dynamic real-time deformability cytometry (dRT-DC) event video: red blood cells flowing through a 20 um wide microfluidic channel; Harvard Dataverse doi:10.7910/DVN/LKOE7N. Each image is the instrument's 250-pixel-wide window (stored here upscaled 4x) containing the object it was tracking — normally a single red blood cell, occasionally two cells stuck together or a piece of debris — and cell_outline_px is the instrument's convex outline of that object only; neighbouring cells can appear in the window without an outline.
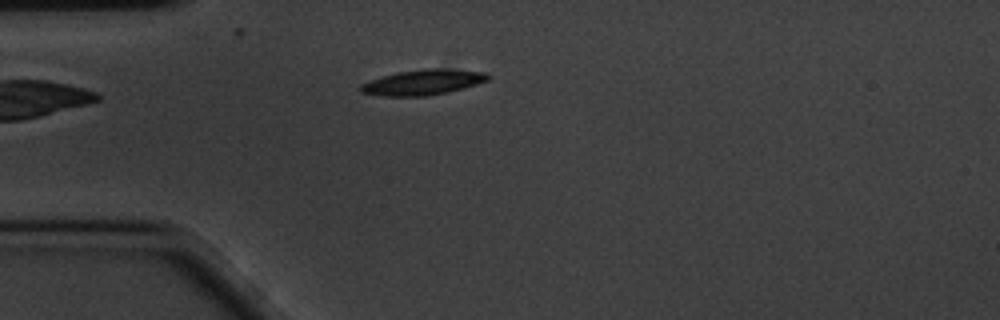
{"species": "common noctule bat (a hibernating species)", "species_latin": "Nyctalus noctula", "temperature_condition": "cold", "stored_images_in_passage": 44, "camera_frame_rate_fps": 3000, "um_per_image_px": 0.085, "animal": {"sex": "male", "body_mass_g": 20.1, "forearm_length_mm": 53.5}, "frame": {"image": 1, "passage_image": 1, "time_ms": 0.0, "image_size_px": [1000, 320], "cell_outline_px": [[492, 76], [488, 80], [464, 88], [448, 92], [424, 96], [384, 96], [360, 92], [356, 88], [360, 84], [368, 80], [380, 76], [396, 72], [424, 68], [436, 68], [488, 72]], "centroid_in_image_um": [35.91, 6.98], "position_along_channel_um": 49.1, "area_um2": 19.13}}
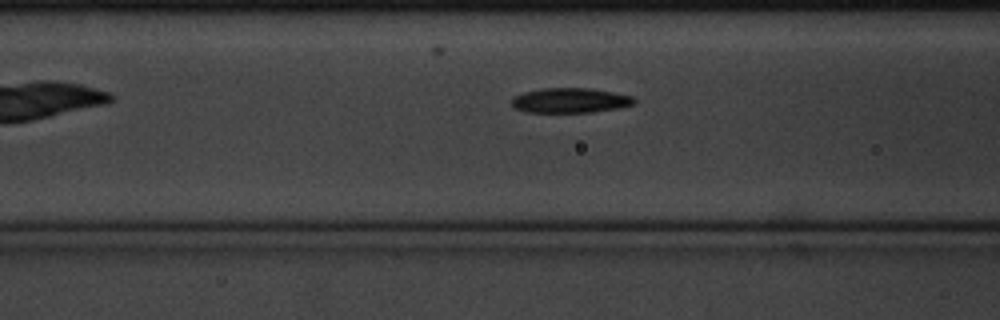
{"frame": {"image": 2, "passage_image": 8, "time_ms": 2.333, "image_size_px": [1000, 320], "cell_outline_px": [[636, 104], [620, 108], [588, 112], [528, 112], [512, 108], [512, 100], [516, 96], [524, 92], [540, 88], [592, 88], [632, 96], [636, 100]], "centroid_in_image_um": [48.49, 8.53], "position_along_channel_um": 118.1, "area_um2": 17.8}}
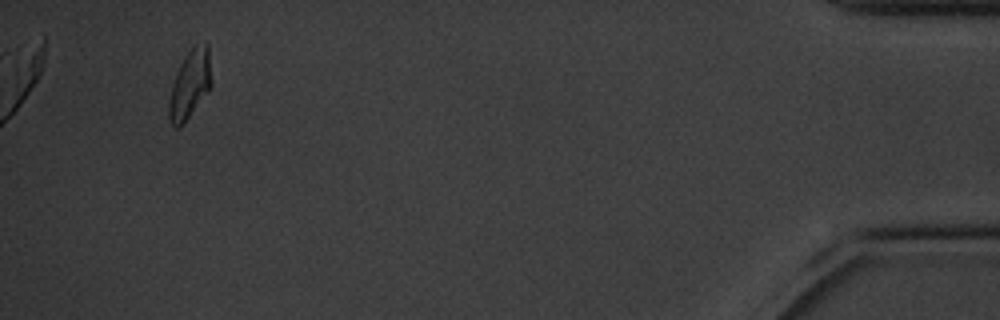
{"frame": {"image": 3, "passage_image": 41, "time_ms": 13.333, "image_size_px": [1000, 320], "cell_outline_px": [[212, 84], [184, 124], [180, 128], [176, 128], [172, 124], [168, 116], [168, 104], [172, 84], [176, 72], [184, 56], [196, 44], [208, 40]], "centroid_in_image_um": [16.14, 7.14], "position_along_channel_um": 419.1, "area_um2": 17.05}, "authors_computed_cell_mechanics": {"area_um2": 17.8313, "velocity_mm_per_s": 3.4086, "shape_relaxation_time_tau1_ms": 3.7339, "shape_relaxation_time_tau2_ms": 5.1758, "deformation_change_tau1": 0.1591, "deformation_change_tau2": 0.1023}}